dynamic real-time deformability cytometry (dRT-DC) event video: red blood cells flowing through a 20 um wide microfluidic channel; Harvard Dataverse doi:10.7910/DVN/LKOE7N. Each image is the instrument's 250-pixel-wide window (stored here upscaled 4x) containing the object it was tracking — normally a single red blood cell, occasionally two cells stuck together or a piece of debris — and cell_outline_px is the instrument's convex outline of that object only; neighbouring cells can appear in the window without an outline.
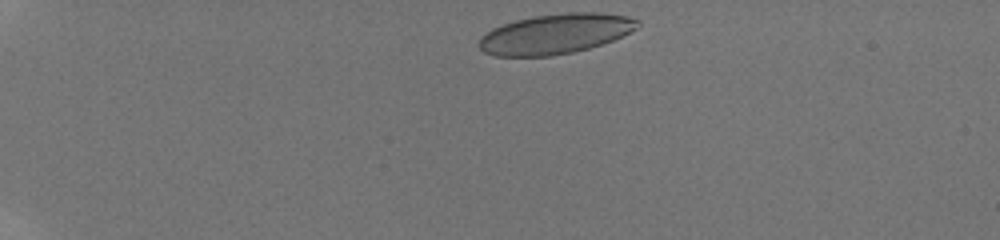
{"species": "human", "species_latin": "Homo sapiens", "temperature_condition": "room temperature", "stored_images_in_passage": 23, "camera_frame_rate_fps": 3000, "um_per_image_px": 0.085, "donor": {"sex": "male"}, "frame": {"image": 1, "passage_image": 1, "time_ms": 0.0, "image_size_px": [1000, 240], "cell_outline_px": [[640, 24], [636, 28], [612, 40], [588, 48], [572, 52], [552, 56], [496, 56], [484, 52], [476, 44], [480, 36], [492, 28], [516, 20], [536, 16], [568, 12], [600, 12], [628, 16], [640, 20]], "centroid_in_image_um": [47.18, 2.87], "position_along_channel_um": 37.8, "area_um2": 36.88}}
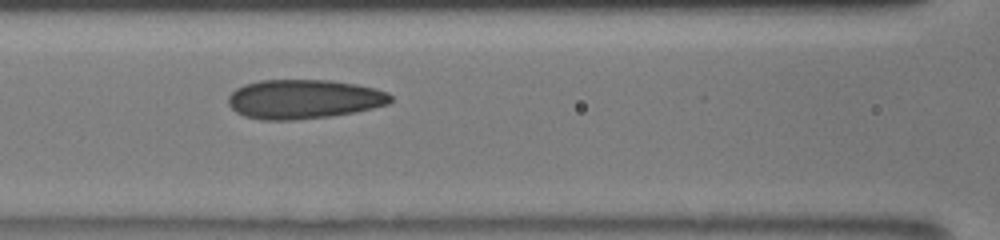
{"frame": {"image": 2, "passage_image": 9, "time_ms": 4.667, "image_size_px": [1000, 240], "cell_outline_px": [[392, 100], [388, 104], [372, 108], [332, 116], [296, 120], [260, 120], [244, 116], [236, 112], [228, 104], [228, 96], [236, 88], [244, 84], [260, 80], [332, 80], [356, 84], [376, 88], [388, 92], [392, 96]], "centroid_in_image_um": [25.81, 8.42], "position_along_channel_um": 140.8, "area_um2": 37.4}}
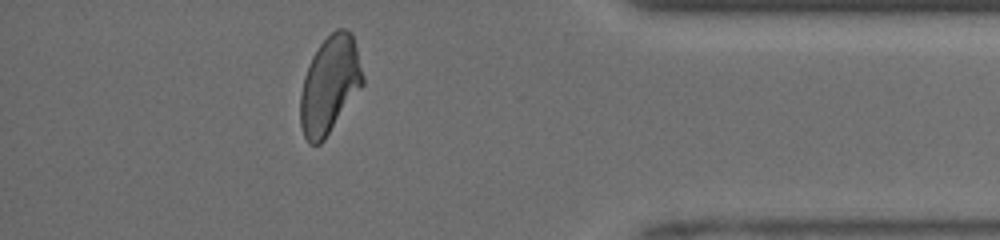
{"frame": {"image": 3, "passage_image": 22, "time_ms": 11.667, "image_size_px": [1000, 240], "cell_outline_px": [[364, 84], [324, 140], [320, 144], [308, 144], [304, 136], [300, 124], [300, 92], [304, 76], [312, 56], [320, 44], [336, 28], [344, 28], [352, 32], [364, 76]], "centroid_in_image_um": [28.02, 7.22], "position_along_channel_um": 407.2, "area_um2": 35.43}, "authors_computed_cell_mechanics": {"area_um2": 36.2984, "velocity_mm_per_s": 4.1121, "shape_relaxation_time_tau1_ms": 7.4184, "shape_relaxation_time_tau2_ms": 0.9746, "deformation_change_tau1": 0.1753, "deformation_change_tau2": 0.0656}}